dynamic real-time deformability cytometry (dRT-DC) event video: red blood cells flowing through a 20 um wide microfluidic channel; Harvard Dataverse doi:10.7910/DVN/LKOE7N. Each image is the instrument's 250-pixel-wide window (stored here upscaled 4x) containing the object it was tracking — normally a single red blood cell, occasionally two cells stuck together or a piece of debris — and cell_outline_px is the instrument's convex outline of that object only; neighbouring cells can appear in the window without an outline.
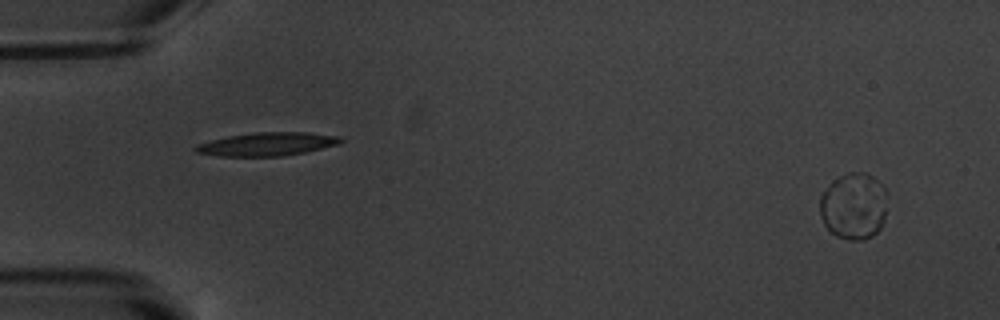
{"species": "common noctule bat (a hibernating species)", "species_latin": "Nyctalus noctula", "temperature_condition": "warm", "stored_images_in_passage": 5, "camera_frame_rate_fps": 3000, "um_per_image_px": 0.085, "animal": {"sex": "male", "body_mass_g": 20.1, "forearm_length_mm": 53.5}, "frame": {"image": 1, "passage_image": 1, "time_ms": 0.0, "image_size_px": [1000, 320], "cell_outline_px": [[888, 192], [884, 220], [880, 228], [872, 236], [864, 240], [848, 240], [836, 236], [824, 224], [820, 216], [820, 196], [832, 180], [848, 172], [868, 172]], "centroid_in_image_um": [72.57, 17.51], "position_along_channel_um": 12.4, "area_um2": 26.47}}
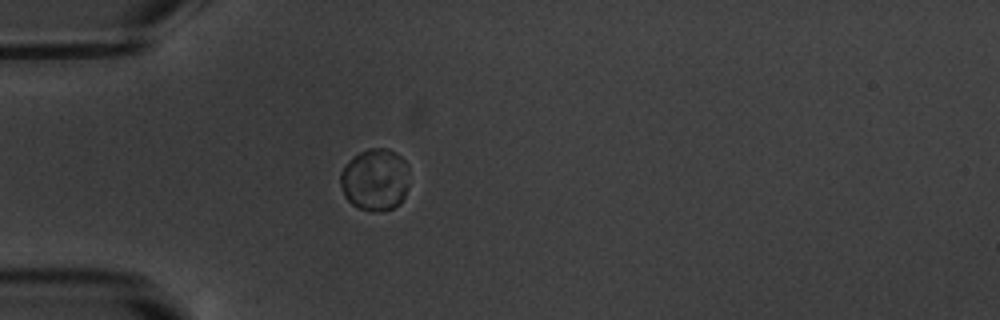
{"frame": {"image": 2, "passage_image": 5, "time_ms": 4.667, "image_size_px": [1000, 320], "cell_outline_px": [[408, 184], [404, 196], [400, 204], [392, 208], [376, 212], [372, 212], [360, 208], [352, 204], [344, 196], [340, 184], [340, 172], [344, 164], [360, 152], [368, 148], [388, 148], [400, 156], [404, 160]], "centroid_in_image_um": [31.84, 15.27], "position_along_channel_um": 53.2, "area_um2": 24.85}}